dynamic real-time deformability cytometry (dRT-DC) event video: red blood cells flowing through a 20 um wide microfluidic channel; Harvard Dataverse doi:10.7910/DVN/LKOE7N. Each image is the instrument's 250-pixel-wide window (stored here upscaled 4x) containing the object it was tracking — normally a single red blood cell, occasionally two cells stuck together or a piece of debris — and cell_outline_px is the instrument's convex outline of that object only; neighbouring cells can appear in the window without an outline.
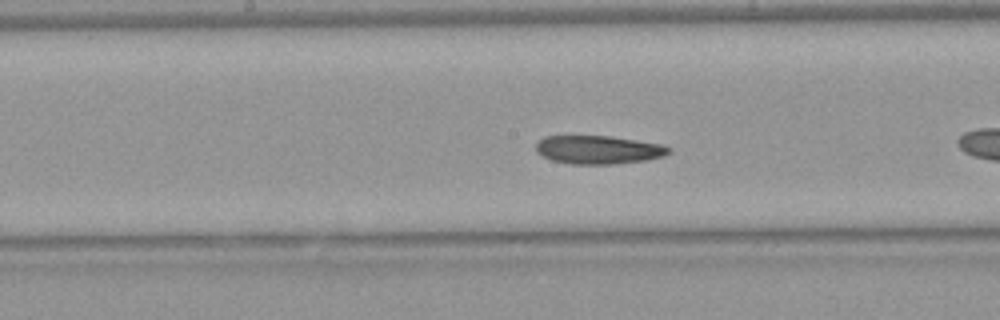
{"species": "Egyptian fruit bat (a non-hibernating species)", "species_latin": "Rousettus aegyptiacus", "temperature_condition": "warm", "stored_images_in_passage": 37, "camera_frame_rate_fps": 3000, "um_per_image_px": 0.085, "animal": {"sex": "female"}, "frame": {"image": 1, "passage_image": 11, "time_ms": 3.333, "image_size_px": [1000, 320], "cell_outline_px": [[672, 152], [664, 156], [648, 160], [612, 164], [572, 164], [552, 160], [536, 152], [536, 144], [544, 136], [612, 136], [664, 144], [672, 148]], "centroid_in_image_um": [50.93, 12.72], "position_along_channel_um": 197.3, "area_um2": 22.2}, "authors_computed_cell_mechanics": {"area_um2": 22.0218, "velocity_mm_per_s": 3.9779, "shape_relaxation_time_tau1_ms": 4.6875, "shape_relaxation_time_tau2_ms": 3.1704, "deformation_change_tau1": 0.122, "deformation_change_tau2": 0.0986}}